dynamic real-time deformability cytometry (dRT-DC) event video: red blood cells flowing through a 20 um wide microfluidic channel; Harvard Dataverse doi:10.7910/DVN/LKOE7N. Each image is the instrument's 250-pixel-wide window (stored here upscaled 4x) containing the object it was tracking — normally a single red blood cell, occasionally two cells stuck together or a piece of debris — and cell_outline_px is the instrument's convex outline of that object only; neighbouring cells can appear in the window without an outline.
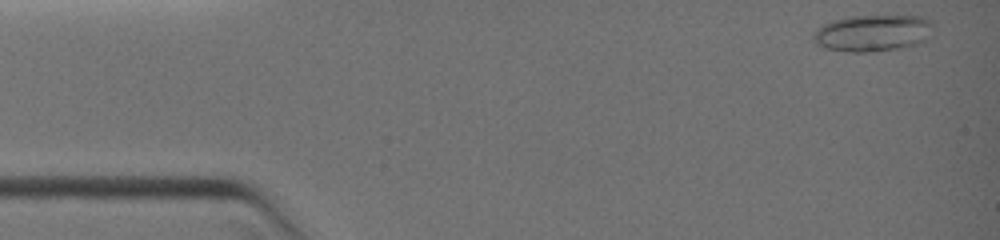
{"species": "common noctule bat (a hibernating species)", "species_latin": "Nyctalus noctula", "temperature_condition": "warm", "stored_images_in_passage": 4, "camera_frame_rate_fps": 3000, "um_per_image_px": 0.085, "animal": {"sex": "female", "body_mass_g": 19.0, "forearm_length_mm": 51.5}, "frame": {"image": 1, "passage_image": 1, "time_ms": 0.0, "image_size_px": [1000, 240], "cell_outline_px": [[932, 24], [924, 40], [916, 44], [876, 52], [848, 52], [824, 48], [816, 44], [812, 40], [812, 36], [816, 28], [832, 20], [848, 16], [924, 16], [932, 20]], "centroid_in_image_um": [74.1, 2.81], "position_along_channel_um": 10.9, "area_um2": 25.61}}